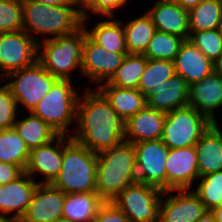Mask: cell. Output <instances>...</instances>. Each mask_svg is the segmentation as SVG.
<instances>
[{
    "instance_id": "obj_17",
    "label": "cell",
    "mask_w": 222,
    "mask_h": 222,
    "mask_svg": "<svg viewBox=\"0 0 222 222\" xmlns=\"http://www.w3.org/2000/svg\"><path fill=\"white\" fill-rule=\"evenodd\" d=\"M62 158L63 135H59L54 141L30 150L24 172L33 179H35L34 174L40 173L41 176L44 175L43 177H45L44 181L40 183H51L61 170Z\"/></svg>"
},
{
    "instance_id": "obj_9",
    "label": "cell",
    "mask_w": 222,
    "mask_h": 222,
    "mask_svg": "<svg viewBox=\"0 0 222 222\" xmlns=\"http://www.w3.org/2000/svg\"><path fill=\"white\" fill-rule=\"evenodd\" d=\"M7 76L9 77L5 78L14 79L11 82L9 81L7 85L16 103L25 106L28 112H32L38 102L58 80L38 61L30 67L13 71Z\"/></svg>"
},
{
    "instance_id": "obj_39",
    "label": "cell",
    "mask_w": 222,
    "mask_h": 222,
    "mask_svg": "<svg viewBox=\"0 0 222 222\" xmlns=\"http://www.w3.org/2000/svg\"><path fill=\"white\" fill-rule=\"evenodd\" d=\"M128 0H96L95 2V14H100L101 16L114 18V10L122 8Z\"/></svg>"
},
{
    "instance_id": "obj_4",
    "label": "cell",
    "mask_w": 222,
    "mask_h": 222,
    "mask_svg": "<svg viewBox=\"0 0 222 222\" xmlns=\"http://www.w3.org/2000/svg\"><path fill=\"white\" fill-rule=\"evenodd\" d=\"M75 6H51L34 0H22V30L30 34L53 35L75 33L83 27V16Z\"/></svg>"
},
{
    "instance_id": "obj_30",
    "label": "cell",
    "mask_w": 222,
    "mask_h": 222,
    "mask_svg": "<svg viewBox=\"0 0 222 222\" xmlns=\"http://www.w3.org/2000/svg\"><path fill=\"white\" fill-rule=\"evenodd\" d=\"M30 150L14 128L0 130V161L25 170Z\"/></svg>"
},
{
    "instance_id": "obj_20",
    "label": "cell",
    "mask_w": 222,
    "mask_h": 222,
    "mask_svg": "<svg viewBox=\"0 0 222 222\" xmlns=\"http://www.w3.org/2000/svg\"><path fill=\"white\" fill-rule=\"evenodd\" d=\"M147 14L157 31L188 40L190 35L188 10L170 0H157Z\"/></svg>"
},
{
    "instance_id": "obj_41",
    "label": "cell",
    "mask_w": 222,
    "mask_h": 222,
    "mask_svg": "<svg viewBox=\"0 0 222 222\" xmlns=\"http://www.w3.org/2000/svg\"><path fill=\"white\" fill-rule=\"evenodd\" d=\"M95 2L96 0H74V6L77 5V11L83 16V26H86L85 22L88 19V13L95 14Z\"/></svg>"
},
{
    "instance_id": "obj_23",
    "label": "cell",
    "mask_w": 222,
    "mask_h": 222,
    "mask_svg": "<svg viewBox=\"0 0 222 222\" xmlns=\"http://www.w3.org/2000/svg\"><path fill=\"white\" fill-rule=\"evenodd\" d=\"M189 84L181 76L175 75L168 80V86L155 91H147L144 96L147 106L163 112L188 106Z\"/></svg>"
},
{
    "instance_id": "obj_21",
    "label": "cell",
    "mask_w": 222,
    "mask_h": 222,
    "mask_svg": "<svg viewBox=\"0 0 222 222\" xmlns=\"http://www.w3.org/2000/svg\"><path fill=\"white\" fill-rule=\"evenodd\" d=\"M175 73L189 85L213 73V62L189 40H184L174 60Z\"/></svg>"
},
{
    "instance_id": "obj_44",
    "label": "cell",
    "mask_w": 222,
    "mask_h": 222,
    "mask_svg": "<svg viewBox=\"0 0 222 222\" xmlns=\"http://www.w3.org/2000/svg\"><path fill=\"white\" fill-rule=\"evenodd\" d=\"M213 72L222 77V54L213 62Z\"/></svg>"
},
{
    "instance_id": "obj_43",
    "label": "cell",
    "mask_w": 222,
    "mask_h": 222,
    "mask_svg": "<svg viewBox=\"0 0 222 222\" xmlns=\"http://www.w3.org/2000/svg\"><path fill=\"white\" fill-rule=\"evenodd\" d=\"M170 1H173L174 3L178 4L182 8L189 11L190 9L196 7L203 0H170Z\"/></svg>"
},
{
    "instance_id": "obj_13",
    "label": "cell",
    "mask_w": 222,
    "mask_h": 222,
    "mask_svg": "<svg viewBox=\"0 0 222 222\" xmlns=\"http://www.w3.org/2000/svg\"><path fill=\"white\" fill-rule=\"evenodd\" d=\"M165 168L166 190L191 189L200 178L195 147L169 149Z\"/></svg>"
},
{
    "instance_id": "obj_15",
    "label": "cell",
    "mask_w": 222,
    "mask_h": 222,
    "mask_svg": "<svg viewBox=\"0 0 222 222\" xmlns=\"http://www.w3.org/2000/svg\"><path fill=\"white\" fill-rule=\"evenodd\" d=\"M65 193L50 183H39L24 215L18 222H54L62 218Z\"/></svg>"
},
{
    "instance_id": "obj_40",
    "label": "cell",
    "mask_w": 222,
    "mask_h": 222,
    "mask_svg": "<svg viewBox=\"0 0 222 222\" xmlns=\"http://www.w3.org/2000/svg\"><path fill=\"white\" fill-rule=\"evenodd\" d=\"M23 173L24 171L18 165L0 161V185L15 181Z\"/></svg>"
},
{
    "instance_id": "obj_22",
    "label": "cell",
    "mask_w": 222,
    "mask_h": 222,
    "mask_svg": "<svg viewBox=\"0 0 222 222\" xmlns=\"http://www.w3.org/2000/svg\"><path fill=\"white\" fill-rule=\"evenodd\" d=\"M200 177L222 171V131L211 124L195 144Z\"/></svg>"
},
{
    "instance_id": "obj_36",
    "label": "cell",
    "mask_w": 222,
    "mask_h": 222,
    "mask_svg": "<svg viewBox=\"0 0 222 222\" xmlns=\"http://www.w3.org/2000/svg\"><path fill=\"white\" fill-rule=\"evenodd\" d=\"M22 30V0H0V33Z\"/></svg>"
},
{
    "instance_id": "obj_19",
    "label": "cell",
    "mask_w": 222,
    "mask_h": 222,
    "mask_svg": "<svg viewBox=\"0 0 222 222\" xmlns=\"http://www.w3.org/2000/svg\"><path fill=\"white\" fill-rule=\"evenodd\" d=\"M165 118L166 112L156 110L146 105L125 121V140L131 143L160 140Z\"/></svg>"
},
{
    "instance_id": "obj_35",
    "label": "cell",
    "mask_w": 222,
    "mask_h": 222,
    "mask_svg": "<svg viewBox=\"0 0 222 222\" xmlns=\"http://www.w3.org/2000/svg\"><path fill=\"white\" fill-rule=\"evenodd\" d=\"M188 40L212 62L222 54V37L219 29L190 32Z\"/></svg>"
},
{
    "instance_id": "obj_46",
    "label": "cell",
    "mask_w": 222,
    "mask_h": 222,
    "mask_svg": "<svg viewBox=\"0 0 222 222\" xmlns=\"http://www.w3.org/2000/svg\"><path fill=\"white\" fill-rule=\"evenodd\" d=\"M216 222H222V205L211 210Z\"/></svg>"
},
{
    "instance_id": "obj_7",
    "label": "cell",
    "mask_w": 222,
    "mask_h": 222,
    "mask_svg": "<svg viewBox=\"0 0 222 222\" xmlns=\"http://www.w3.org/2000/svg\"><path fill=\"white\" fill-rule=\"evenodd\" d=\"M210 125L190 106L175 109L166 112L161 140L169 149L195 146Z\"/></svg>"
},
{
    "instance_id": "obj_25",
    "label": "cell",
    "mask_w": 222,
    "mask_h": 222,
    "mask_svg": "<svg viewBox=\"0 0 222 222\" xmlns=\"http://www.w3.org/2000/svg\"><path fill=\"white\" fill-rule=\"evenodd\" d=\"M105 200L97 192L65 194L63 218L73 222H94Z\"/></svg>"
},
{
    "instance_id": "obj_34",
    "label": "cell",
    "mask_w": 222,
    "mask_h": 222,
    "mask_svg": "<svg viewBox=\"0 0 222 222\" xmlns=\"http://www.w3.org/2000/svg\"><path fill=\"white\" fill-rule=\"evenodd\" d=\"M196 190L193 192L204 203L207 210L222 205V171L200 177Z\"/></svg>"
},
{
    "instance_id": "obj_28",
    "label": "cell",
    "mask_w": 222,
    "mask_h": 222,
    "mask_svg": "<svg viewBox=\"0 0 222 222\" xmlns=\"http://www.w3.org/2000/svg\"><path fill=\"white\" fill-rule=\"evenodd\" d=\"M122 21L103 20L99 21L90 31L86 29L87 35L106 51L128 54Z\"/></svg>"
},
{
    "instance_id": "obj_27",
    "label": "cell",
    "mask_w": 222,
    "mask_h": 222,
    "mask_svg": "<svg viewBox=\"0 0 222 222\" xmlns=\"http://www.w3.org/2000/svg\"><path fill=\"white\" fill-rule=\"evenodd\" d=\"M122 24L124 25L125 44L128 53L144 54L157 30L151 17L144 13V15Z\"/></svg>"
},
{
    "instance_id": "obj_47",
    "label": "cell",
    "mask_w": 222,
    "mask_h": 222,
    "mask_svg": "<svg viewBox=\"0 0 222 222\" xmlns=\"http://www.w3.org/2000/svg\"><path fill=\"white\" fill-rule=\"evenodd\" d=\"M0 222H16L11 216L0 214Z\"/></svg>"
},
{
    "instance_id": "obj_16",
    "label": "cell",
    "mask_w": 222,
    "mask_h": 222,
    "mask_svg": "<svg viewBox=\"0 0 222 222\" xmlns=\"http://www.w3.org/2000/svg\"><path fill=\"white\" fill-rule=\"evenodd\" d=\"M188 106L196 109L211 124H217L214 111L222 107V77L213 72L189 85Z\"/></svg>"
},
{
    "instance_id": "obj_24",
    "label": "cell",
    "mask_w": 222,
    "mask_h": 222,
    "mask_svg": "<svg viewBox=\"0 0 222 222\" xmlns=\"http://www.w3.org/2000/svg\"><path fill=\"white\" fill-rule=\"evenodd\" d=\"M97 89L124 121L147 105L144 94L138 89L115 87L108 82L97 84Z\"/></svg>"
},
{
    "instance_id": "obj_49",
    "label": "cell",
    "mask_w": 222,
    "mask_h": 222,
    "mask_svg": "<svg viewBox=\"0 0 222 222\" xmlns=\"http://www.w3.org/2000/svg\"><path fill=\"white\" fill-rule=\"evenodd\" d=\"M219 31H220V34H221V37H222V22H221V24H220V26H219Z\"/></svg>"
},
{
    "instance_id": "obj_29",
    "label": "cell",
    "mask_w": 222,
    "mask_h": 222,
    "mask_svg": "<svg viewBox=\"0 0 222 222\" xmlns=\"http://www.w3.org/2000/svg\"><path fill=\"white\" fill-rule=\"evenodd\" d=\"M175 75L174 61L147 59L137 89L145 94L168 86V80Z\"/></svg>"
},
{
    "instance_id": "obj_11",
    "label": "cell",
    "mask_w": 222,
    "mask_h": 222,
    "mask_svg": "<svg viewBox=\"0 0 222 222\" xmlns=\"http://www.w3.org/2000/svg\"><path fill=\"white\" fill-rule=\"evenodd\" d=\"M136 158L137 182L166 191L165 161L169 148L162 140L133 143Z\"/></svg>"
},
{
    "instance_id": "obj_18",
    "label": "cell",
    "mask_w": 222,
    "mask_h": 222,
    "mask_svg": "<svg viewBox=\"0 0 222 222\" xmlns=\"http://www.w3.org/2000/svg\"><path fill=\"white\" fill-rule=\"evenodd\" d=\"M38 183L25 172L15 181L0 185V214L18 222L29 206ZM15 212V213H14Z\"/></svg>"
},
{
    "instance_id": "obj_48",
    "label": "cell",
    "mask_w": 222,
    "mask_h": 222,
    "mask_svg": "<svg viewBox=\"0 0 222 222\" xmlns=\"http://www.w3.org/2000/svg\"><path fill=\"white\" fill-rule=\"evenodd\" d=\"M54 222H73V221L62 217V218L57 219V220L54 221Z\"/></svg>"
},
{
    "instance_id": "obj_5",
    "label": "cell",
    "mask_w": 222,
    "mask_h": 222,
    "mask_svg": "<svg viewBox=\"0 0 222 222\" xmlns=\"http://www.w3.org/2000/svg\"><path fill=\"white\" fill-rule=\"evenodd\" d=\"M38 42L37 61L58 79L71 80V72L81 73L85 27L75 33L59 37H45ZM42 50V51H41Z\"/></svg>"
},
{
    "instance_id": "obj_3",
    "label": "cell",
    "mask_w": 222,
    "mask_h": 222,
    "mask_svg": "<svg viewBox=\"0 0 222 222\" xmlns=\"http://www.w3.org/2000/svg\"><path fill=\"white\" fill-rule=\"evenodd\" d=\"M66 136L61 170L50 184L65 194L96 192L97 154Z\"/></svg>"
},
{
    "instance_id": "obj_33",
    "label": "cell",
    "mask_w": 222,
    "mask_h": 222,
    "mask_svg": "<svg viewBox=\"0 0 222 222\" xmlns=\"http://www.w3.org/2000/svg\"><path fill=\"white\" fill-rule=\"evenodd\" d=\"M183 42L184 39L177 35L156 30L144 55L148 59L174 61Z\"/></svg>"
},
{
    "instance_id": "obj_42",
    "label": "cell",
    "mask_w": 222,
    "mask_h": 222,
    "mask_svg": "<svg viewBox=\"0 0 222 222\" xmlns=\"http://www.w3.org/2000/svg\"><path fill=\"white\" fill-rule=\"evenodd\" d=\"M51 6H74V0H34Z\"/></svg>"
},
{
    "instance_id": "obj_37",
    "label": "cell",
    "mask_w": 222,
    "mask_h": 222,
    "mask_svg": "<svg viewBox=\"0 0 222 222\" xmlns=\"http://www.w3.org/2000/svg\"><path fill=\"white\" fill-rule=\"evenodd\" d=\"M18 107L9 86L4 84L0 87V130L13 128Z\"/></svg>"
},
{
    "instance_id": "obj_1",
    "label": "cell",
    "mask_w": 222,
    "mask_h": 222,
    "mask_svg": "<svg viewBox=\"0 0 222 222\" xmlns=\"http://www.w3.org/2000/svg\"><path fill=\"white\" fill-rule=\"evenodd\" d=\"M85 90L77 103L76 124L79 126L70 137L98 154L125 140V121L98 90L90 87Z\"/></svg>"
},
{
    "instance_id": "obj_32",
    "label": "cell",
    "mask_w": 222,
    "mask_h": 222,
    "mask_svg": "<svg viewBox=\"0 0 222 222\" xmlns=\"http://www.w3.org/2000/svg\"><path fill=\"white\" fill-rule=\"evenodd\" d=\"M188 12L190 32L218 29L222 22V6L216 0H203Z\"/></svg>"
},
{
    "instance_id": "obj_6",
    "label": "cell",
    "mask_w": 222,
    "mask_h": 222,
    "mask_svg": "<svg viewBox=\"0 0 222 222\" xmlns=\"http://www.w3.org/2000/svg\"><path fill=\"white\" fill-rule=\"evenodd\" d=\"M79 97L72 80L58 79L32 113L49 124L59 135H67L68 126L76 120Z\"/></svg>"
},
{
    "instance_id": "obj_45",
    "label": "cell",
    "mask_w": 222,
    "mask_h": 222,
    "mask_svg": "<svg viewBox=\"0 0 222 222\" xmlns=\"http://www.w3.org/2000/svg\"><path fill=\"white\" fill-rule=\"evenodd\" d=\"M196 222H216L210 210L205 212Z\"/></svg>"
},
{
    "instance_id": "obj_14",
    "label": "cell",
    "mask_w": 222,
    "mask_h": 222,
    "mask_svg": "<svg viewBox=\"0 0 222 222\" xmlns=\"http://www.w3.org/2000/svg\"><path fill=\"white\" fill-rule=\"evenodd\" d=\"M173 191L178 194L169 193ZM164 194L169 195L160 200L158 222H196L208 211L191 189L166 190Z\"/></svg>"
},
{
    "instance_id": "obj_26",
    "label": "cell",
    "mask_w": 222,
    "mask_h": 222,
    "mask_svg": "<svg viewBox=\"0 0 222 222\" xmlns=\"http://www.w3.org/2000/svg\"><path fill=\"white\" fill-rule=\"evenodd\" d=\"M13 128L23 138L29 150L54 141L59 136L49 124L32 112L23 119H16Z\"/></svg>"
},
{
    "instance_id": "obj_10",
    "label": "cell",
    "mask_w": 222,
    "mask_h": 222,
    "mask_svg": "<svg viewBox=\"0 0 222 222\" xmlns=\"http://www.w3.org/2000/svg\"><path fill=\"white\" fill-rule=\"evenodd\" d=\"M38 42L25 31L0 33L1 79L37 62Z\"/></svg>"
},
{
    "instance_id": "obj_50",
    "label": "cell",
    "mask_w": 222,
    "mask_h": 222,
    "mask_svg": "<svg viewBox=\"0 0 222 222\" xmlns=\"http://www.w3.org/2000/svg\"><path fill=\"white\" fill-rule=\"evenodd\" d=\"M222 6V0H216Z\"/></svg>"
},
{
    "instance_id": "obj_2",
    "label": "cell",
    "mask_w": 222,
    "mask_h": 222,
    "mask_svg": "<svg viewBox=\"0 0 222 222\" xmlns=\"http://www.w3.org/2000/svg\"><path fill=\"white\" fill-rule=\"evenodd\" d=\"M137 182L133 143L123 140L97 154L96 192L112 201L125 187Z\"/></svg>"
},
{
    "instance_id": "obj_31",
    "label": "cell",
    "mask_w": 222,
    "mask_h": 222,
    "mask_svg": "<svg viewBox=\"0 0 222 222\" xmlns=\"http://www.w3.org/2000/svg\"><path fill=\"white\" fill-rule=\"evenodd\" d=\"M147 59L144 54L128 53L108 83L115 87L137 89Z\"/></svg>"
},
{
    "instance_id": "obj_12",
    "label": "cell",
    "mask_w": 222,
    "mask_h": 222,
    "mask_svg": "<svg viewBox=\"0 0 222 222\" xmlns=\"http://www.w3.org/2000/svg\"><path fill=\"white\" fill-rule=\"evenodd\" d=\"M126 55L106 51L87 35L85 28L81 75L87 76L90 81L99 85L108 82Z\"/></svg>"
},
{
    "instance_id": "obj_38",
    "label": "cell",
    "mask_w": 222,
    "mask_h": 222,
    "mask_svg": "<svg viewBox=\"0 0 222 222\" xmlns=\"http://www.w3.org/2000/svg\"><path fill=\"white\" fill-rule=\"evenodd\" d=\"M94 222H131L124 213L112 202L105 201L99 208Z\"/></svg>"
},
{
    "instance_id": "obj_8",
    "label": "cell",
    "mask_w": 222,
    "mask_h": 222,
    "mask_svg": "<svg viewBox=\"0 0 222 222\" xmlns=\"http://www.w3.org/2000/svg\"><path fill=\"white\" fill-rule=\"evenodd\" d=\"M164 191L136 182L125 187L112 202L131 222H158L159 204Z\"/></svg>"
}]
</instances>
